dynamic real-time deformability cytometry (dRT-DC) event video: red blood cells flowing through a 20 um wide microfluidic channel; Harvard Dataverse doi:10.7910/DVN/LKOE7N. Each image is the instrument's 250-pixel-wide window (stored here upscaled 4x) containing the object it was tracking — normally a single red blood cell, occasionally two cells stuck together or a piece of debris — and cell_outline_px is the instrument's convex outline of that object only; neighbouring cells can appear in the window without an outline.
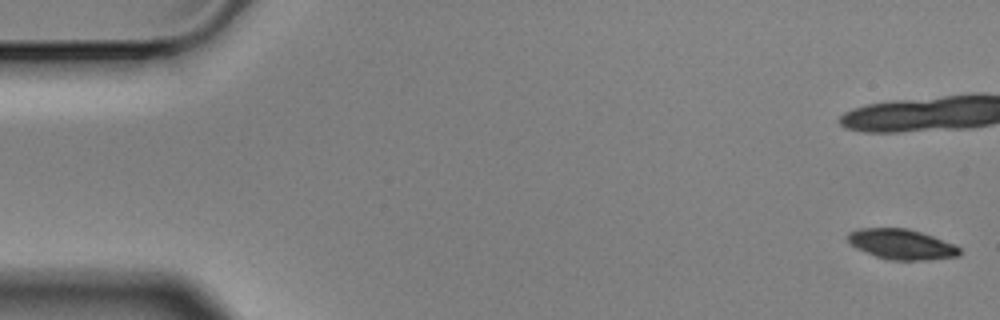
{"species": "Egyptian fruit bat (a non-hibernating species)", "species_latin": "Rousettus aegyptiacus", "temperature_condition": "cold", "stored_images_in_passage": 15, "camera_frame_rate_fps": 3000, "um_per_image_px": 0.085, "animal": {"sex": "male"}, "frame": {"image": 1, "passage_image": 1, "time_ms": 0.0, "image_size_px": [1000, 320], "cell_outline_px": [[960, 256], [928, 260], [896, 260], [876, 256], [856, 248], [848, 240], [848, 232], [860, 228], [908, 228], [956, 244], [960, 248]], "centroid_in_image_um": [76.67, 20.76], "position_along_channel_um": 8.3, "area_um2": 19.59}}